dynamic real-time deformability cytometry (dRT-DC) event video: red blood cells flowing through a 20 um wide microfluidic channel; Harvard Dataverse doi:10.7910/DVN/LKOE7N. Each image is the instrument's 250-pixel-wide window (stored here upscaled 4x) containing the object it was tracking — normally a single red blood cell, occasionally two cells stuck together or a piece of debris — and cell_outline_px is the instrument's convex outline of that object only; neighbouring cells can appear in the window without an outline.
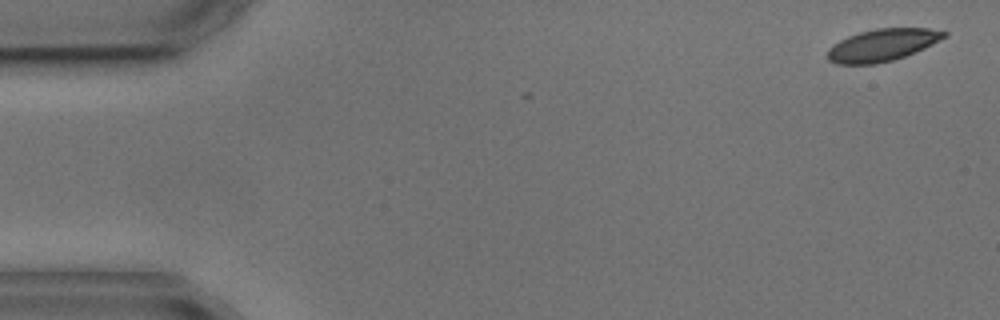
{"species": "common noctule bat (a hibernating species)", "species_latin": "Nyctalus noctula", "temperature_condition": "cold", "stored_images_in_passage": 3, "camera_frame_rate_fps": 3000, "um_per_image_px": 0.085, "animal": {"sex": "male", "body_mass_g": 17.9, "forearm_length_mm": 54.2}, "frame": {"image": 1, "passage_image": 1, "time_ms": 0.0, "image_size_px": [1000, 320], "cell_outline_px": [[948, 36], [924, 48], [904, 56], [892, 60], [876, 64], [836, 64], [828, 60], [828, 48], [832, 44], [848, 36], [860, 32], [876, 28], [928, 28], [948, 32]], "centroid_in_image_um": [74.99, 3.82], "position_along_channel_um": 10.0, "area_um2": 21.85}}